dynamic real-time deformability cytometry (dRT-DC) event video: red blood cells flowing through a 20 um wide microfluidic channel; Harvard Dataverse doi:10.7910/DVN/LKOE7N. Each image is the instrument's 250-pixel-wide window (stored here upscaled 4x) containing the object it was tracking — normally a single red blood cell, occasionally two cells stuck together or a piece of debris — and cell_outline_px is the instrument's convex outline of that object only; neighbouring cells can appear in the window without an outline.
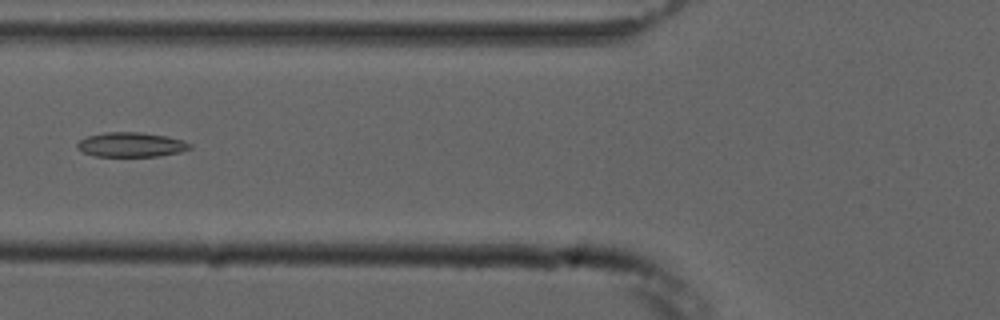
{"species": "common noctule bat (a hibernating species)", "species_latin": "Nyctalus noctula", "temperature_condition": "cold", "stored_images_in_passage": 6, "camera_frame_rate_fps": 3000, "um_per_image_px": 0.085, "animal": {"sex": "male", "forearm_length_mm": 52.5}, "frame": {"image": 1, "passage_image": 6, "time_ms": 5.667, "image_size_px": [1000, 320], "cell_outline_px": [[192, 148], [180, 152], [156, 156], [96, 156], [84, 152], [76, 148], [76, 144], [80, 140], [88, 136], [104, 132], [140, 132], [168, 136], [184, 140], [192, 144]], "centroid_in_image_um": [11.17, 12.29], "position_along_channel_um": 114.6, "area_um2": 16.18}}